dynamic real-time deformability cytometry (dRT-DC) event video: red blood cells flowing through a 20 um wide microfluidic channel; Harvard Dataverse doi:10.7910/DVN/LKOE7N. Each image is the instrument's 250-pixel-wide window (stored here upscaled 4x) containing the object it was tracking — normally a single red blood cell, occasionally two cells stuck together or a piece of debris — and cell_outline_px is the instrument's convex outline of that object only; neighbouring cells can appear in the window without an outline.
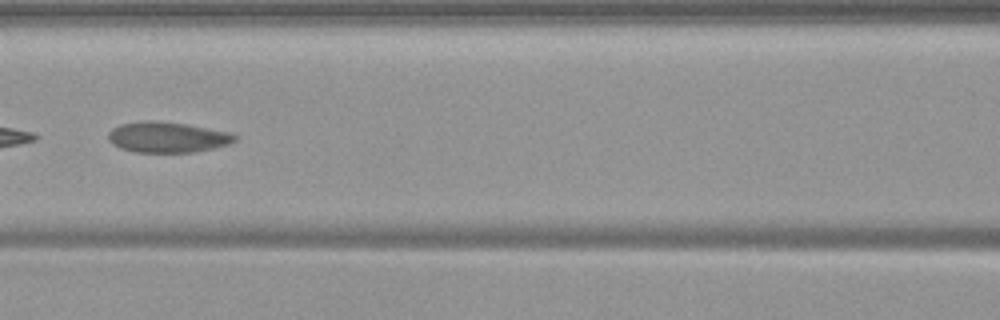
{"species": "common noctule bat (a hibernating species)", "species_latin": "Nyctalus noctula", "temperature_condition": "warm", "stored_images_in_passage": 55, "camera_frame_rate_fps": 3000, "um_per_image_px": 0.085, "animal": {"sex": "female", "body_mass_g": 19.9}, "frame": {"image": 1, "passage_image": 25, "time_ms": 8.0, "image_size_px": [1000, 320], "cell_outline_px": [[240, 136], [236, 140], [228, 144], [196, 152], [136, 152], [120, 148], [112, 144], [108, 140], [108, 132], [112, 128], [120, 124], [144, 120], [152, 120], [184, 124], [228, 132]], "centroid_in_image_um": [14.19, 11.66], "position_along_channel_um": 152.4, "area_um2": 22.54}}
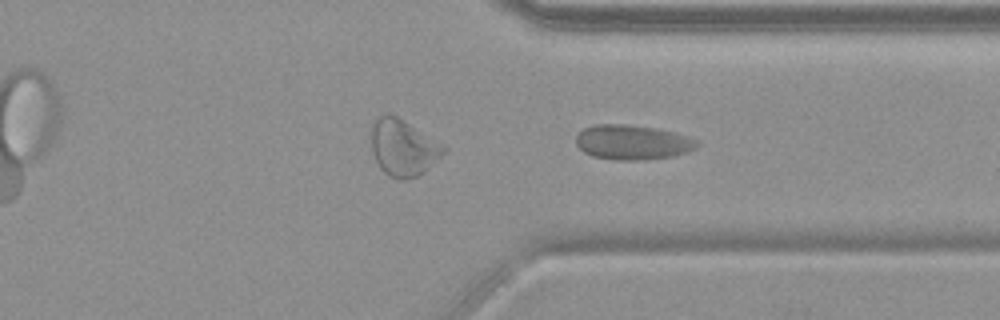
{"frame": {"image": 2, "passage_image": 42, "time_ms": 13.667, "image_size_px": [1000, 320], "cell_outline_px": [[700, 144], [696, 148], [688, 152], [672, 156], [644, 160], [612, 160], [592, 156], [584, 152], [576, 144], [576, 136], [584, 128], [596, 124], [624, 124], [656, 128], [688, 136], [700, 140]], "centroid_in_image_um": [53.78, 12.1], "position_along_channel_um": 357.6, "area_um2": 24.68}}
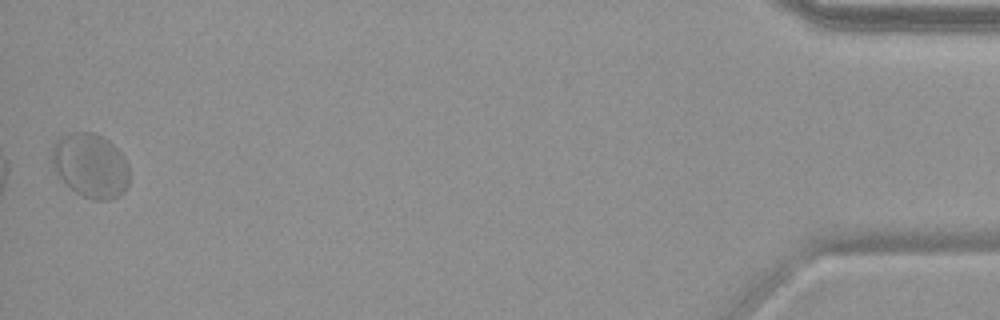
{"frame": {"image": 3, "passage_image": 55, "time_ms": 18.0, "image_size_px": [1000, 320], "cell_outline_px": [[128, 188], [120, 196], [108, 200], [92, 200], [76, 192], [56, 176], [52, 164], [52, 144], [60, 136], [76, 132], [96, 132], [104, 136], [124, 156], [128, 164]], "centroid_in_image_um": [7.68, 14.07], "position_along_channel_um": 427.5, "area_um2": 29.42}, "authors_computed_cell_mechanics": {"area_um2": 25.6632, "velocity_mm_per_s": 3.62, "shape_relaxation_time_tau1_ms": 0.2623, "shape_relaxation_time_tau2_ms": 0.556, "deformation_change_tau1": 0.2307, "deformation_change_tau2": 0.0483}}